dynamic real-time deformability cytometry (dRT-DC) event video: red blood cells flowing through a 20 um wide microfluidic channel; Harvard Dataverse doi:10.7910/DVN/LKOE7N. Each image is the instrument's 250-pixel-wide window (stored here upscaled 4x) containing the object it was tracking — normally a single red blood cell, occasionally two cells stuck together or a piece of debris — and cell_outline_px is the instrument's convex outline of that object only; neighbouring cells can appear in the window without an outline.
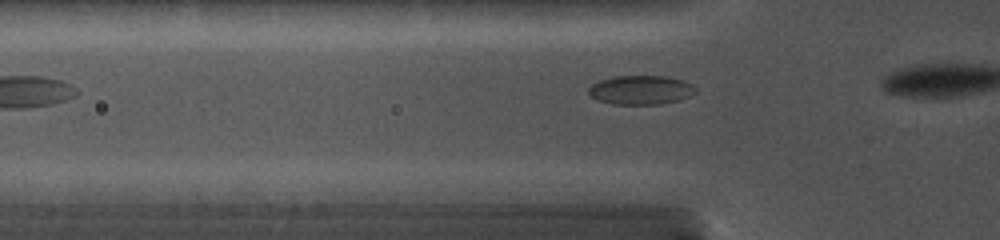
{"species": "common noctule bat (a hibernating species)", "species_latin": "Nyctalus noctula", "temperature_condition": "cold", "stored_images_in_passage": 5, "camera_frame_rate_fps": 5000, "um_per_image_px": 0.085, "animal": {"sex": "female", "body_mass_g": 19.0, "forearm_length_mm": 56.7}, "frame": {"image": 1, "passage_image": 3, "time_ms": 1.2, "image_size_px": [1000, 240], "cell_outline_px": [[696, 92], [680, 100], [660, 104], [612, 104], [600, 100], [592, 96], [588, 92], [588, 88], [592, 84], [600, 80], [612, 76], [668, 76], [684, 80], [692, 84], [696, 88]], "centroid_in_image_um": [54.49, 7.63], "position_along_channel_um": 71.3, "area_um2": 18.15}}